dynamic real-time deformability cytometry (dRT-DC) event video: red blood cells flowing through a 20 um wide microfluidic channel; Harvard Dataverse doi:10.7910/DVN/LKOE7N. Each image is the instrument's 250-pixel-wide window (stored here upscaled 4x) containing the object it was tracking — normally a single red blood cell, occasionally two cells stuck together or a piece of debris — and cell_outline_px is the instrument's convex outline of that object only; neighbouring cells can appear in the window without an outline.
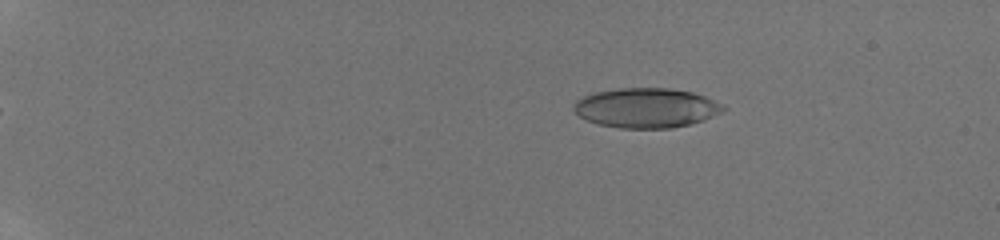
{"species": "human", "species_latin": "Homo sapiens", "temperature_condition": "room temperature", "stored_images_in_passage": 19, "camera_frame_rate_fps": 3000, "um_per_image_px": 0.085, "donor": {"sex": "male"}, "frame": {"image": 1, "passage_image": 5, "time_ms": 3.0, "image_size_px": [1000, 240], "cell_outline_px": [[728, 108], [724, 112], [704, 120], [672, 128], [620, 128], [596, 124], [580, 116], [572, 108], [572, 104], [576, 100], [592, 92], [620, 88], [672, 88], [692, 92], [704, 96], [724, 104]], "centroid_in_image_um": [54.95, 9.16], "position_along_channel_um": 30.1, "area_um2": 34.91}}
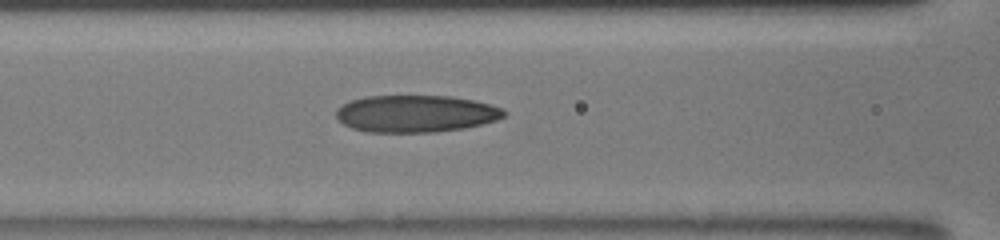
{"frame": {"image": 2, "passage_image": 13, "time_ms": 8.333, "image_size_px": [1000, 240], "cell_outline_px": [[508, 112], [504, 116], [496, 120], [464, 128], [436, 132], [368, 132], [352, 128], [344, 124], [336, 116], [336, 108], [352, 100], [364, 96], [452, 96], [472, 100], [504, 108]], "centroid_in_image_um": [35.35, 9.66], "position_along_channel_um": 131.3, "area_um2": 36.24}}
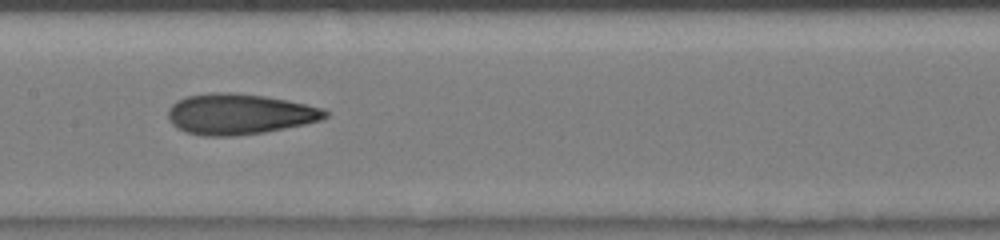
{"frame": {"image": 3, "passage_image": 17, "time_ms": 9.667, "image_size_px": [1000, 240], "cell_outline_px": [[328, 116], [320, 120], [304, 124], [264, 132], [236, 136], [204, 136], [184, 132], [176, 128], [168, 120], [168, 108], [176, 100], [188, 96], [212, 92], [228, 92], [264, 96], [288, 100], [324, 108], [328, 112]], "centroid_in_image_um": [20.31, 9.7], "position_along_channel_um": 187.1, "area_um2": 37.4}}